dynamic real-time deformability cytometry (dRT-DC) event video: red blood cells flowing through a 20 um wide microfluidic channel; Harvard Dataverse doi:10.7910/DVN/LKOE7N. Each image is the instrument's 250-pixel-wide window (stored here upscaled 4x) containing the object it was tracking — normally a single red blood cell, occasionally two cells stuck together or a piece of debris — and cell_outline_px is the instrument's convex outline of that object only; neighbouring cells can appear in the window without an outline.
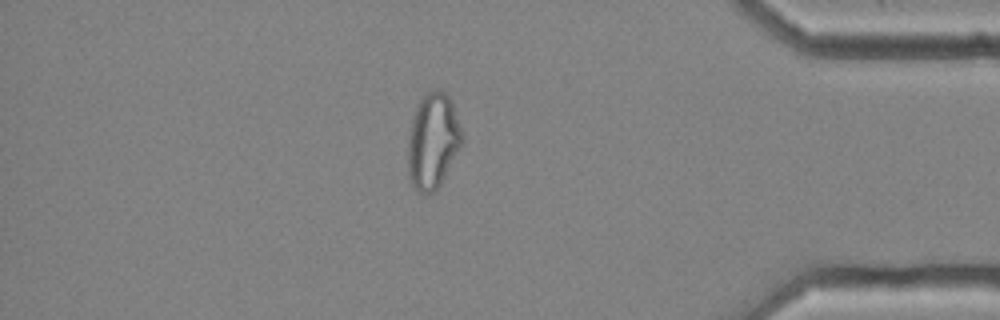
{"species": "common noctule bat (a hibernating species)", "species_latin": "Nyctalus noctula", "temperature_condition": "cold", "stored_images_in_passage": 56, "camera_frame_rate_fps": 3000, "um_per_image_px": 0.085, "animal": {"sex": "female", "body_mass_g": 25.1}, "frame": {"image": 1, "passage_image": 48, "time_ms": 15.667, "image_size_px": [1000, 320], "cell_outline_px": [[464, 140], [440, 184], [432, 192], [420, 192], [412, 184], [408, 176], [408, 136], [412, 116], [420, 96], [436, 88], [440, 88], [452, 100]], "centroid_in_image_um": [36.78, 11.91], "position_along_channel_um": 398.4, "area_um2": 30.17}}